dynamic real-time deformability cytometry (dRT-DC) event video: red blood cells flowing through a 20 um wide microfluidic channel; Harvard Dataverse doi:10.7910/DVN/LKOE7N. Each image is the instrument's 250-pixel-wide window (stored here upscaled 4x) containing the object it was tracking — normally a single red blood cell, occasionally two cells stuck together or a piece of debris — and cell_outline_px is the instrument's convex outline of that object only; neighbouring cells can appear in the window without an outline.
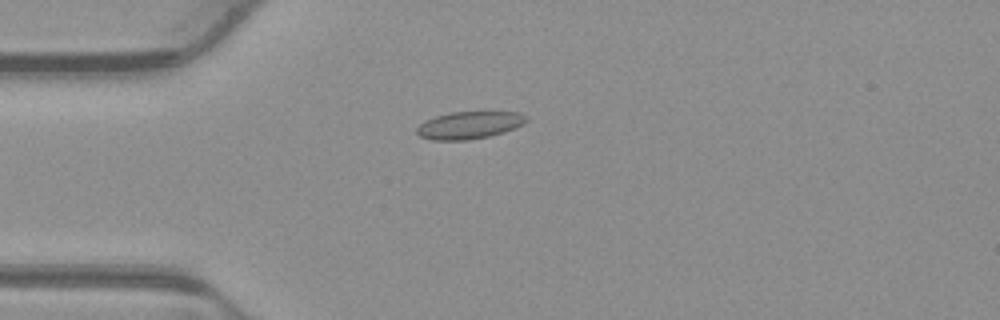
{"species": "common noctule bat (a hibernating species)", "species_latin": "Nyctalus noctula", "temperature_condition": "warm", "stored_images_in_passage": 41, "camera_frame_rate_fps": 3000, "um_per_image_px": 0.085, "animal": {"sex": "male", "body_mass_g": 23.1, "forearm_length_mm": 52.7}, "frame": {"image": 1, "passage_image": 2, "time_ms": 0.333, "image_size_px": [1000, 320], "cell_outline_px": [[528, 120], [524, 124], [504, 132], [488, 136], [468, 140], [432, 140], [420, 136], [416, 132], [416, 128], [424, 120], [436, 116], [452, 112], [520, 112], [528, 116]], "centroid_in_image_um": [39.9, 10.63], "position_along_channel_um": 45.1, "area_um2": 17.51}}
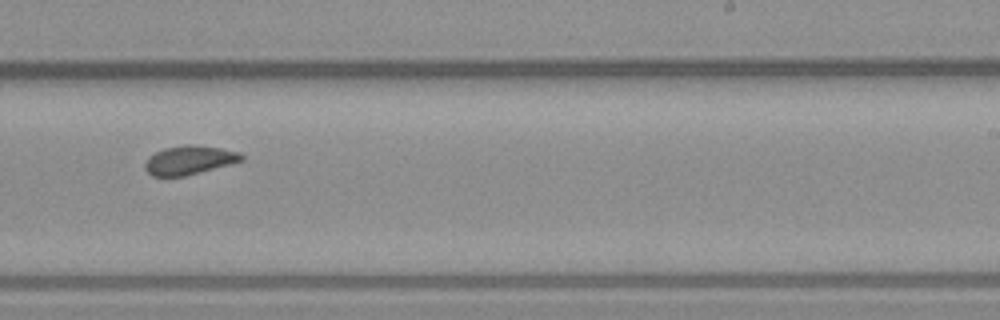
{"frame": {"image": 2, "passage_image": 21, "time_ms": 6.667, "image_size_px": [1000, 320], "cell_outline_px": [[244, 160], [184, 176], [152, 176], [144, 168], [144, 164], [156, 152], [164, 148], [188, 144], [192, 144], [220, 148], [240, 152], [244, 156]], "centroid_in_image_um": [16.11, 13.6], "position_along_channel_um": 272.9, "area_um2": 15.95}}
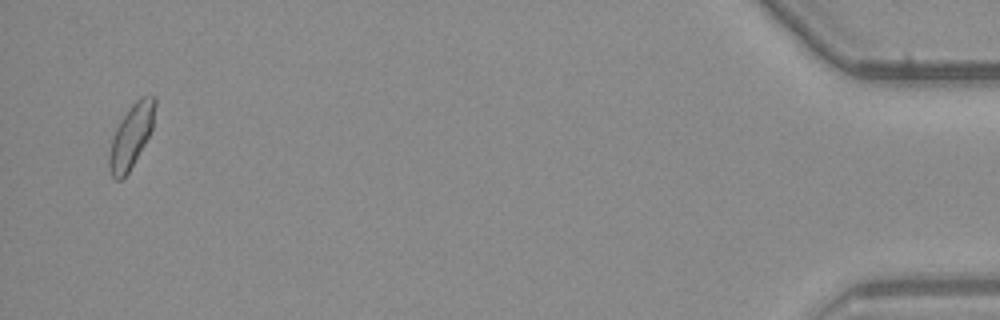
{"frame": {"image": 3, "passage_image": 40, "time_ms": 13.0, "image_size_px": [1000, 320], "cell_outline_px": [[156, 104], [152, 128], [144, 144], [128, 172], [120, 180], [116, 180], [112, 176], [108, 164], [108, 156], [112, 136], [120, 120], [128, 108], [136, 100], [144, 96], [156, 96]], "centroid_in_image_um": [11.13, 11.54], "position_along_channel_um": 424.1, "area_um2": 16.7}, "authors_computed_cell_mechanics": {"area_um2": 16.2418, "velocity_mm_per_s": 3.8521, "shape_relaxation_time_tau1_ms": 3.9154, "shape_relaxation_time_tau2_ms": 1.0395, "deformation_change_tau1": 0.1008, "deformation_change_tau2": 0.0628}}